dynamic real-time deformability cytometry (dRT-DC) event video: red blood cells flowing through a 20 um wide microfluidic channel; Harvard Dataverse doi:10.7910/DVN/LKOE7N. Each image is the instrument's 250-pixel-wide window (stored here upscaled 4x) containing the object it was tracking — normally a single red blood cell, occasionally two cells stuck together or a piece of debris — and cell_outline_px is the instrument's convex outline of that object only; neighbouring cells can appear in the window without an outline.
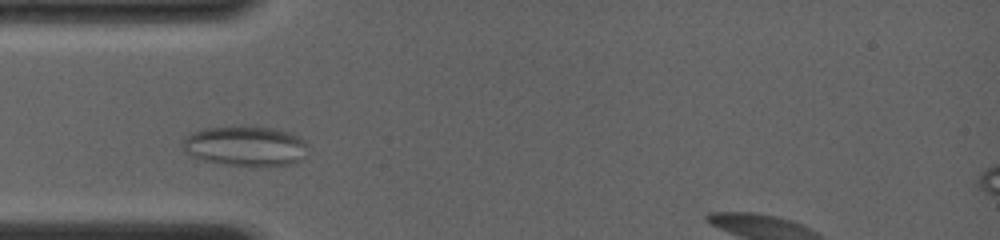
{"species": "common noctule bat (a hibernating species)", "species_latin": "Nyctalus noctula", "temperature_condition": "room temperature", "stored_images_in_passage": 20, "camera_frame_rate_fps": 4000, "um_per_image_px": 0.085, "animal": {"sex": "female", "body_mass_g": 19.0, "forearm_length_mm": 56.7}, "frame": {"image": 1, "passage_image": 1, "time_ms": 0.0, "image_size_px": [1000, 240], "cell_outline_px": [[308, 144], [304, 156], [300, 160], [292, 164], [228, 164], [204, 160], [188, 156], [180, 144], [184, 136], [192, 132], [204, 128], [240, 124], [272, 128], [288, 132], [300, 136]], "centroid_in_image_um": [20.8, 12.35], "position_along_channel_um": 64.2, "area_um2": 29.42}}
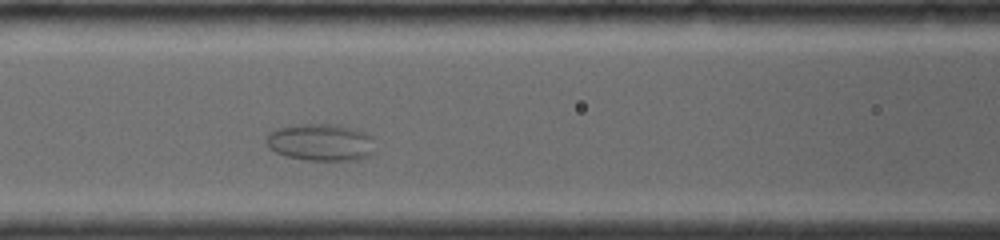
{"frame": {"image": 2, "passage_image": 11, "time_ms": 2.0, "image_size_px": [1000, 240], "cell_outline_px": [[372, 152], [368, 156], [356, 160], [304, 160], [288, 156], [276, 152], [268, 148], [264, 140], [268, 132], [276, 128], [292, 124], [336, 124], [352, 128], [364, 132], [372, 136]], "centroid_in_image_um": [27.19, 12.08], "position_along_channel_um": 139.4, "area_um2": 23.7}}
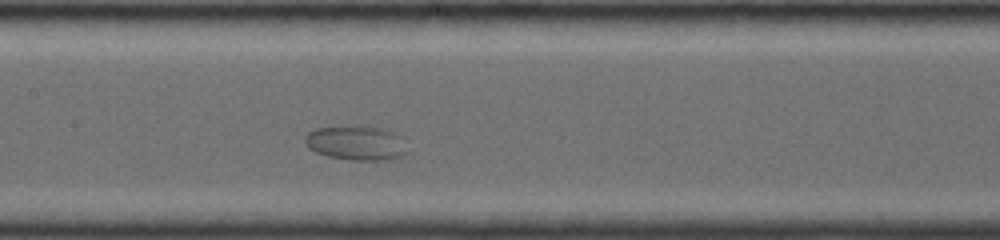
{"frame": {"image": 3, "passage_image": 16, "time_ms": 3.0, "image_size_px": [1000, 240], "cell_outline_px": [[408, 152], [404, 156], [380, 160], [352, 160], [328, 156], [316, 152], [308, 148], [304, 144], [304, 136], [308, 132], [316, 128], [384, 128], [396, 132], [404, 136]], "centroid_in_image_um": [30.33, 12.18], "position_along_channel_um": 177.1, "area_um2": 20.4}}